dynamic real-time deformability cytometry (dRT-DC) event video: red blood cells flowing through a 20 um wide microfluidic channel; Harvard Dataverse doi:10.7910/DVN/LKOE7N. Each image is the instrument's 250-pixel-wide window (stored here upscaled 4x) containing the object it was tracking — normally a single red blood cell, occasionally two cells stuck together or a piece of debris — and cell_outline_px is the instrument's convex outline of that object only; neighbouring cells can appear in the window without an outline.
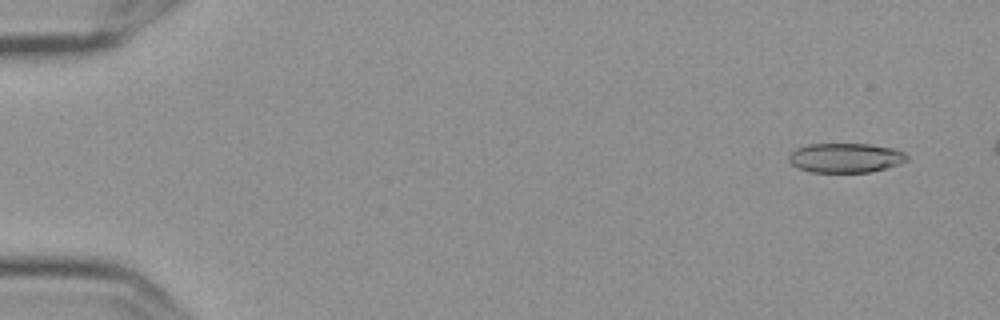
{"species": "Egyptian fruit bat (a non-hibernating species)", "species_latin": "Rousettus aegyptiacus", "temperature_condition": "cold", "stored_images_in_passage": 5, "camera_frame_rate_fps": 3000, "um_per_image_px": 0.085, "frame": {"image": 1, "passage_image": 1, "time_ms": 0.0, "image_size_px": [1000, 320], "cell_outline_px": [[908, 160], [900, 164], [872, 172], [812, 172], [800, 168], [792, 164], [788, 160], [788, 156], [796, 148], [808, 144], [868, 144], [896, 148], [904, 152], [908, 156]], "centroid_in_image_um": [71.91, 13.41], "position_along_channel_um": 13.1, "area_um2": 20.4}}